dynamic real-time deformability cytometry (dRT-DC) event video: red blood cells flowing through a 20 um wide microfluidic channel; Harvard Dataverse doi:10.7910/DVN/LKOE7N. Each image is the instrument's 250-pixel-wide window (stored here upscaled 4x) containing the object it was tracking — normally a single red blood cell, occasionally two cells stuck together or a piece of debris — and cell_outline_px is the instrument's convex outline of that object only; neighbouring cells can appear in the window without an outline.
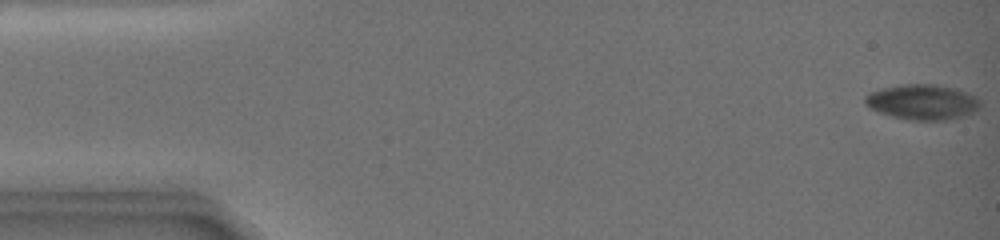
{"species": "common noctule bat (a hibernating species)", "species_latin": "Nyctalus noctula", "temperature_condition": "warm", "stored_images_in_passage": 33, "camera_frame_rate_fps": 3000, "um_per_image_px": 0.085, "animal": {"sex": "female", "body_mass_g": 19.0, "forearm_length_mm": 51.5}, "frame": {"image": 1, "passage_image": 1, "time_ms": 0.0, "image_size_px": [1000, 240], "cell_outline_px": [[980, 108], [976, 112], [944, 120], [908, 120], [892, 116], [868, 108], [864, 104], [864, 96], [880, 88], [904, 84], [936, 84], [956, 88], [976, 96], [980, 100]], "centroid_in_image_um": [78.4, 8.66], "position_along_channel_um": 6.6, "area_um2": 23.81}}